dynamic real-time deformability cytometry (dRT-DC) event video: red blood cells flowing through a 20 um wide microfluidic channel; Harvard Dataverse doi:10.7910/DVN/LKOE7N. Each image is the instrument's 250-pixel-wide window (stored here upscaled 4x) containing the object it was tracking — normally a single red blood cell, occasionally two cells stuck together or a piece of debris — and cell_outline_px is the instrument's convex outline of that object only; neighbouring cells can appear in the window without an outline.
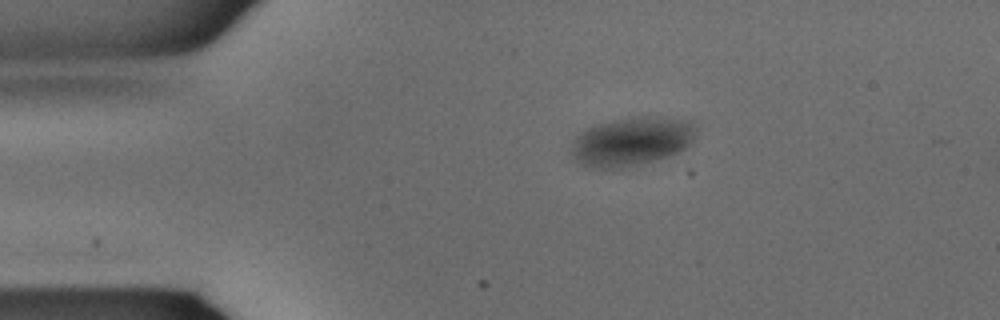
{"species": "common noctule bat (a hibernating species)", "species_latin": "Nyctalus noctula", "temperature_condition": "warm", "stored_images_in_passage": 5, "camera_frame_rate_fps": 3000, "um_per_image_px": 0.085, "animal": {"sex": "male", "body_mass_g": 15.6}, "frame": {"image": 1, "passage_image": 1, "time_ms": 0.0, "image_size_px": [1000, 320], "cell_outline_px": [[696, 128], [688, 144], [684, 148], [676, 152], [640, 164], [620, 168], [592, 168], [576, 160], [568, 152], [572, 140], [580, 132], [596, 124], [636, 116], [652, 116], [688, 120]], "centroid_in_image_um": [53.59, 12.01], "position_along_channel_um": 31.4, "area_um2": 34.97}}